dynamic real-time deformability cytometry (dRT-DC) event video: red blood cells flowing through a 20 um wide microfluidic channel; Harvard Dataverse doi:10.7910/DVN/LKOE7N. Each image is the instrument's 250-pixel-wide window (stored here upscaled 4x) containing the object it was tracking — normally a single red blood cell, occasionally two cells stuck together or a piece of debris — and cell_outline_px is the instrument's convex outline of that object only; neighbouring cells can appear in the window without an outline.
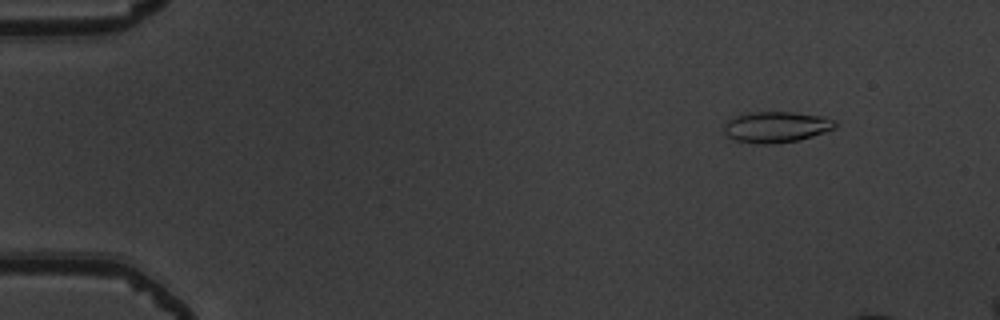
{"species": "common noctule bat (a hibernating species)", "species_latin": "Nyctalus noctula", "temperature_condition": "warm", "stored_images_in_passage": 14, "camera_frame_rate_fps": 3000, "um_per_image_px": 0.085, "animal": {"sex": "male", "body_mass_g": 19.5, "forearm_length_mm": 54.6}, "frame": {"image": 1, "passage_image": 7, "time_ms": 2.0, "image_size_px": [1000, 320], "cell_outline_px": [[836, 128], [812, 136], [796, 140], [768, 144], [760, 144], [736, 140], [728, 136], [724, 132], [724, 124], [728, 120], [736, 116], [748, 112], [792, 112], [824, 116], [836, 120]], "centroid_in_image_um": [65.99, 10.78], "position_along_channel_um": 19.0, "area_um2": 19.94}}